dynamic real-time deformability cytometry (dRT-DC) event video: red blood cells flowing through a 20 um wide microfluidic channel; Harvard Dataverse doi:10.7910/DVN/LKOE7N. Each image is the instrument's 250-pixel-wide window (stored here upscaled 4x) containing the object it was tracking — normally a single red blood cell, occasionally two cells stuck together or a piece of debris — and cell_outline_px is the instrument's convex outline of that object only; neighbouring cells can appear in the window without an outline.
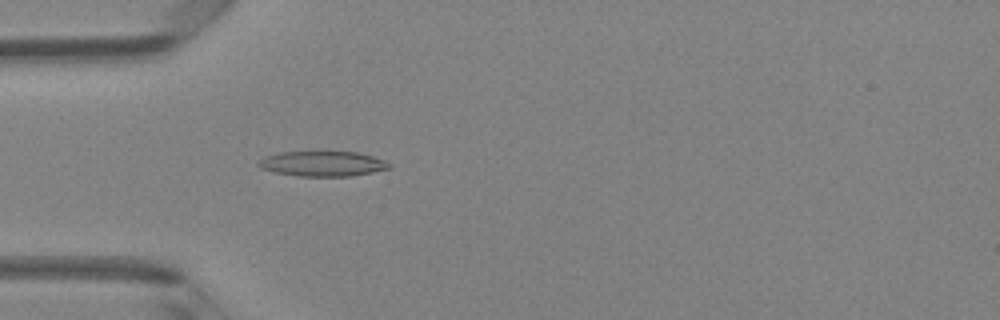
{"species": "Egyptian fruit bat (a non-hibernating species)", "species_latin": "Rousettus aegyptiacus", "temperature_condition": "room temperature", "stored_images_in_passage": 37, "camera_frame_rate_fps": 3000, "um_per_image_px": 0.085, "animal": {"sex": "female"}, "frame": {"image": 1, "passage_image": 4, "time_ms": 1.0, "image_size_px": [1000, 320], "cell_outline_px": [[392, 168], [352, 176], [300, 176], [272, 172], [260, 168], [256, 164], [264, 156], [280, 152], [356, 152], [372, 156], [384, 160], [392, 164]], "centroid_in_image_um": [27.41, 13.92], "position_along_channel_um": 57.6, "area_um2": 19.19}}
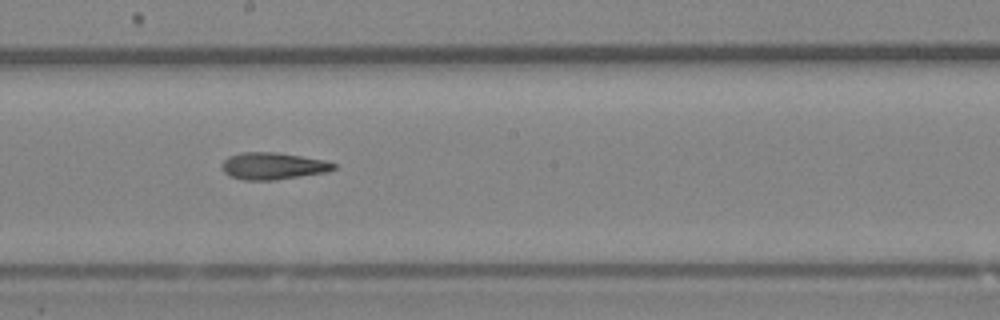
{"frame": {"image": 2, "passage_image": 16, "time_ms": 5.0, "image_size_px": [1000, 320], "cell_outline_px": [[336, 168], [328, 172], [276, 180], [244, 180], [228, 176], [224, 172], [220, 164], [228, 156], [240, 152], [276, 152], [324, 160], [336, 164]], "centroid_in_image_um": [23.17, 14.11], "position_along_channel_um": 225.0, "area_um2": 17.74}}
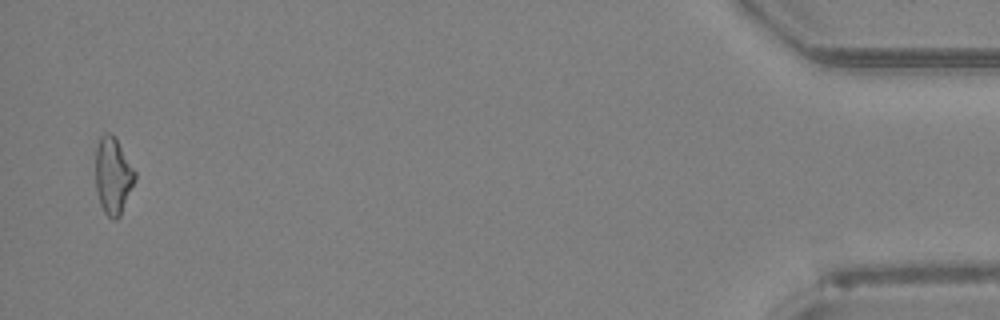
{"frame": {"image": 3, "passage_image": 36, "time_ms": 11.667, "image_size_px": [1000, 320], "cell_outline_px": [[136, 180], [120, 216], [116, 220], [112, 220], [104, 212], [100, 204], [96, 188], [96, 148], [100, 136], [104, 132], [108, 132], [116, 140], [136, 172]], "centroid_in_image_um": [9.61, 14.98], "position_along_channel_um": 425.6, "area_um2": 17.51}, "authors_computed_cell_mechanics": {"area_um2": 17.5134, "velocity_mm_per_s": 4.3051, "shape_relaxation_time_tau1_ms": null, "shape_relaxation_time_tau2_ms": 8.4163, "deformation_change_tau1": null, "deformation_change_tau2": 0.2029}}